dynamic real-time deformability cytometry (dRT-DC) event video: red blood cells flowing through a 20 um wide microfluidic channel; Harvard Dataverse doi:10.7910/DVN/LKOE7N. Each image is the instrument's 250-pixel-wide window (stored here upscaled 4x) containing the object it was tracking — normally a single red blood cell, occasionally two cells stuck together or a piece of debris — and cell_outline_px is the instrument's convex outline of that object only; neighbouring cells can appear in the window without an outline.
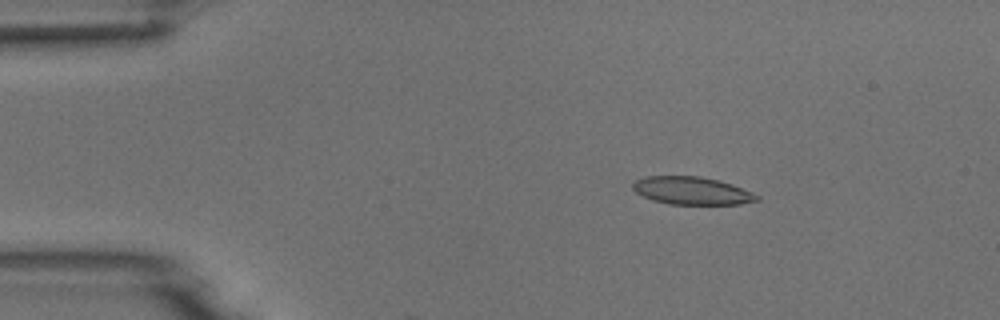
{"species": "common noctule bat (a hibernating species)", "species_latin": "Nyctalus noctula", "temperature_condition": "room temperature", "stored_images_in_passage": 4, "camera_frame_rate_fps": 3000, "um_per_image_px": 0.085, "animal": {"sex": "male", "body_mass_g": 18.8}, "frame": {"image": 1, "passage_image": 2, "time_ms": 2.0, "image_size_px": [1000, 320], "cell_outline_px": [[760, 200], [740, 204], [668, 204], [652, 200], [636, 192], [632, 188], [632, 184], [636, 180], [644, 176], [700, 176], [720, 180], [732, 184], [752, 192], [760, 196]], "centroid_in_image_um": [58.82, 16.2], "position_along_channel_um": 26.2, "area_um2": 20.17}}